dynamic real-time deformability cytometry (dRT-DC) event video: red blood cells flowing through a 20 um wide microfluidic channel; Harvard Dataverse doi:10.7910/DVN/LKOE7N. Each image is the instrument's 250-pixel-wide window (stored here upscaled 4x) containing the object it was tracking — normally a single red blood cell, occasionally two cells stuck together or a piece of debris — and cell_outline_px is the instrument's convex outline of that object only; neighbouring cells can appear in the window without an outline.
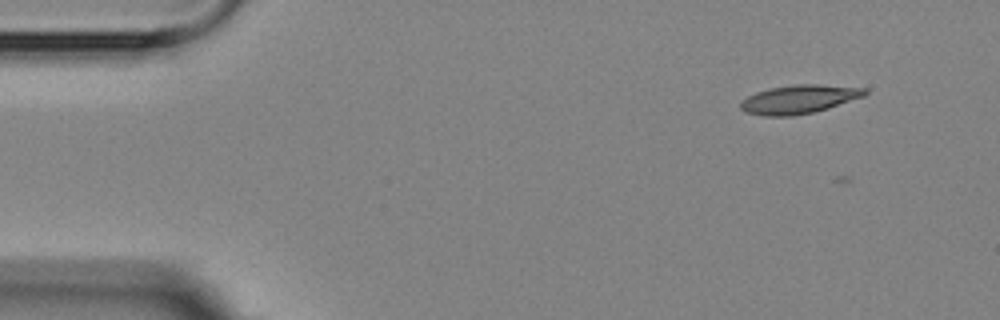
{"species": "Egyptian fruit bat (a non-hibernating species)", "species_latin": "Rousettus aegyptiacus", "temperature_condition": "room temperature", "stored_images_in_passage": 3, "camera_frame_rate_fps": 3000, "um_per_image_px": 0.085, "animal": {"sex": "female"}, "frame": {"image": 1, "passage_image": 1, "time_ms": 0.0, "image_size_px": [1000, 320], "cell_outline_px": [[868, 92], [864, 96], [828, 108], [812, 112], [792, 116], [764, 116], [744, 112], [740, 108], [740, 100], [756, 92], [768, 88], [796, 84], [820, 84], [864, 88]], "centroid_in_image_um": [67.87, 8.43], "position_along_channel_um": 17.1, "area_um2": 20.75}}